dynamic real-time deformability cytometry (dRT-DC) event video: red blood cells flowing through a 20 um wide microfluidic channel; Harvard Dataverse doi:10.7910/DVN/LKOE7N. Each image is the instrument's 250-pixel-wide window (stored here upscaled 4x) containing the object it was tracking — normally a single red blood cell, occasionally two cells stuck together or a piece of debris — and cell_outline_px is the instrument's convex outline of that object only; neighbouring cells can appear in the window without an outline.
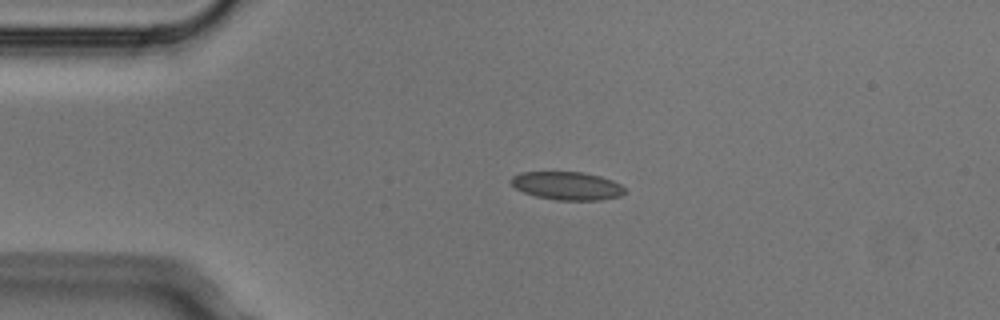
{"species": "Egyptian fruit bat (a non-hibernating species)", "species_latin": "Rousettus aegyptiacus", "temperature_condition": "cold", "stored_images_in_passage": 4, "camera_frame_rate_fps": 3000, "um_per_image_px": 0.085, "animal": {"sex": "male"}, "frame": {"image": 1, "passage_image": 3, "time_ms": 0.667, "image_size_px": [1000, 320], "cell_outline_px": [[628, 192], [620, 196], [600, 200], [556, 200], [536, 196], [524, 192], [516, 188], [508, 180], [512, 176], [520, 172], [584, 172], [600, 176], [612, 180], [620, 184]], "centroid_in_image_um": [48.21, 15.79], "position_along_channel_um": 36.8, "area_um2": 18.79}}